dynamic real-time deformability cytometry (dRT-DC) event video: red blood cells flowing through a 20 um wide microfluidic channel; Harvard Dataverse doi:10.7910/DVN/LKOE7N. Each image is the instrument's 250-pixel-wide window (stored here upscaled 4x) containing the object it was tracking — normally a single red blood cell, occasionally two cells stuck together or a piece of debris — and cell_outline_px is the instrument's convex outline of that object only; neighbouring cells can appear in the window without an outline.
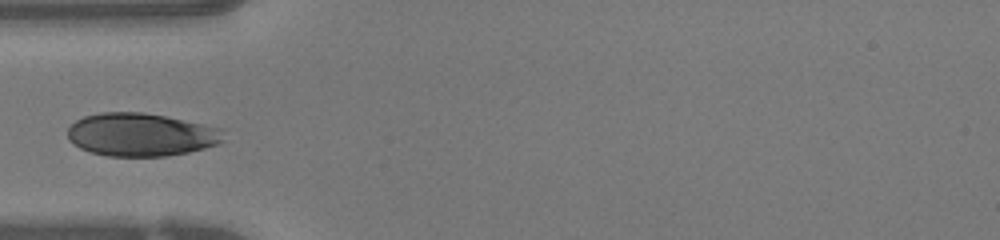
{"species": "human", "species_latin": "Homo sapiens", "temperature_condition": "warm", "stored_images_in_passage": 26, "camera_frame_rate_fps": 3000, "um_per_image_px": 0.085, "donor": {"sex": "female"}, "frame": {"image": 1, "passage_image": 1, "time_ms": 0.0, "image_size_px": [1000, 240], "cell_outline_px": [[224, 140], [220, 144], [188, 152], [168, 156], [108, 156], [92, 152], [80, 148], [72, 144], [68, 140], [68, 128], [76, 120], [84, 116], [100, 112], [144, 112], [224, 128]], "centroid_in_image_um": [12.0, 11.44], "position_along_channel_um": 73.0, "area_um2": 39.42}}
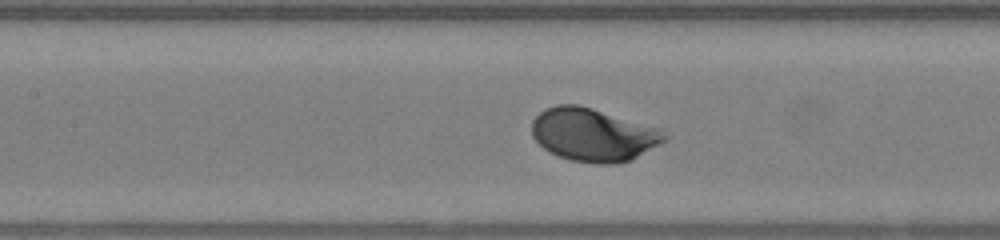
{"frame": {"image": 2, "passage_image": 7, "time_ms": 2.0, "image_size_px": [1000, 240], "cell_outline_px": [[672, 136], [632, 160], [616, 164], [596, 164], [572, 160], [548, 152], [532, 136], [532, 120], [544, 108], [556, 104], [576, 104], [592, 108], [664, 128]], "centroid_in_image_um": [50.49, 11.44], "position_along_channel_um": 156.9, "area_um2": 41.62}}
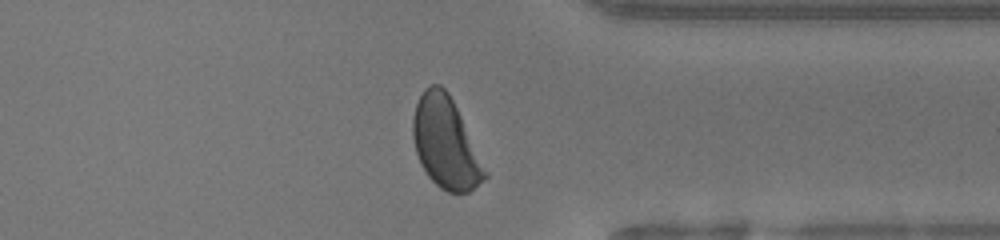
{"frame": {"image": 3, "passage_image": 23, "time_ms": 7.333, "image_size_px": [1000, 240], "cell_outline_px": [[488, 176], [468, 192], [448, 192], [440, 188], [428, 176], [420, 164], [416, 152], [412, 136], [412, 120], [416, 104], [424, 88], [432, 84], [440, 84], [448, 92], [488, 172]], "centroid_in_image_um": [37.85, 12.15], "position_along_channel_um": 373.5, "area_um2": 37.8}}